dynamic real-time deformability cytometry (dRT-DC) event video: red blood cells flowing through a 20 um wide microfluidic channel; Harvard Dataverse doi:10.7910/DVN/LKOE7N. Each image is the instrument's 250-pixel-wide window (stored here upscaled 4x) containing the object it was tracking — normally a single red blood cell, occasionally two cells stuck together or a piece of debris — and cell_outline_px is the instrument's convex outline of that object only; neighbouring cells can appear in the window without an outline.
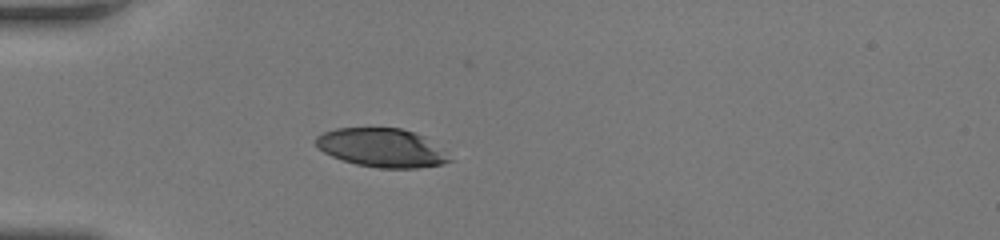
{"species": "human", "species_latin": "Homo sapiens", "temperature_condition": "room temperature", "stored_images_in_passage": 34, "camera_frame_rate_fps": 3000, "um_per_image_px": 0.085, "donor": {"sex": "female"}, "frame": {"image": 1, "passage_image": 1, "time_ms": 0.0, "image_size_px": [1000, 240], "cell_outline_px": [[452, 160], [444, 164], [416, 168], [380, 168], [356, 164], [332, 156], [316, 148], [316, 136], [324, 132], [336, 128], [400, 128], [416, 132], [424, 136]], "centroid_in_image_um": [32.41, 12.56], "position_along_channel_um": 52.6, "area_um2": 29.82}}
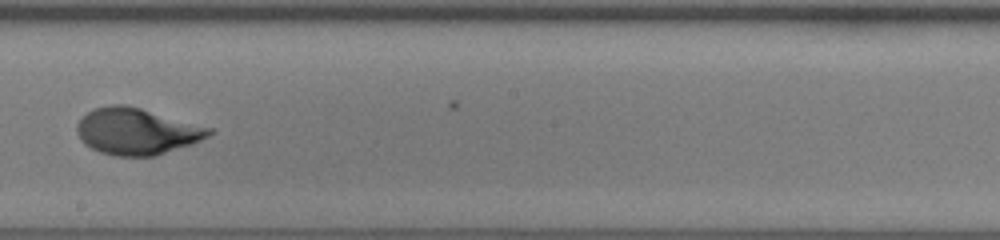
{"frame": {"image": 2, "passage_image": 15, "time_ms": 4.667, "image_size_px": [1000, 240], "cell_outline_px": [[216, 132], [192, 144], [156, 156], [116, 156], [100, 152], [84, 144], [80, 140], [76, 132], [76, 124], [92, 108], [112, 104], [124, 104], [140, 108], [212, 128]], "centroid_in_image_um": [11.6, 11.17], "position_along_channel_um": 236.6, "area_um2": 35.84}}
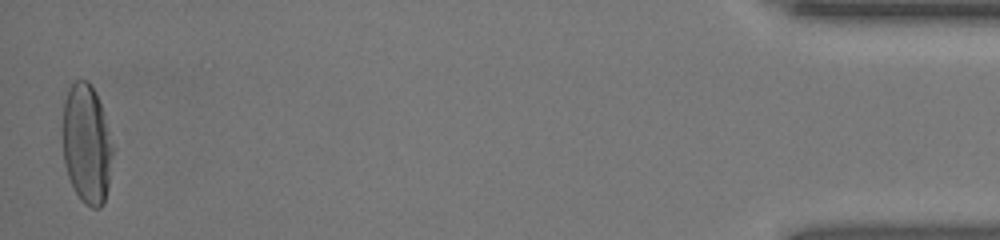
{"frame": {"image": 3, "passage_image": 34, "time_ms": 11.0, "image_size_px": [1000, 240], "cell_outline_px": [[112, 152], [108, 188], [104, 204], [100, 208], [92, 208], [84, 204], [80, 200], [68, 176], [64, 164], [60, 128], [64, 100], [68, 88], [72, 80], [88, 80], [96, 92], [108, 128], [112, 144]], "centroid_in_image_um": [7.31, 12.21], "position_along_channel_um": 427.9, "area_um2": 35.6}, "authors_computed_cell_mechanics": {"area_um2": 34.6511, "velocity_mm_per_s": 4.3352, "shape_relaxation_time_tau1_ms": 4.5356, "shape_relaxation_time_tau2_ms": 0.581, "deformation_change_tau1": 0.2045, "deformation_change_tau2": 0.0532}}